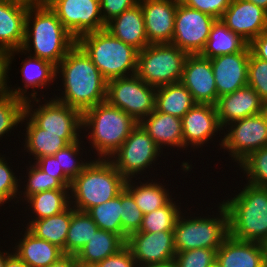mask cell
<instances>
[{"label":"cell","instance_id":"cell-5","mask_svg":"<svg viewBox=\"0 0 267 267\" xmlns=\"http://www.w3.org/2000/svg\"><path fill=\"white\" fill-rule=\"evenodd\" d=\"M125 182L109 159L95 158L71 181L70 205L77 211L87 212L119 195Z\"/></svg>","mask_w":267,"mask_h":267},{"label":"cell","instance_id":"cell-25","mask_svg":"<svg viewBox=\"0 0 267 267\" xmlns=\"http://www.w3.org/2000/svg\"><path fill=\"white\" fill-rule=\"evenodd\" d=\"M138 124L154 140L160 150H163L164 146L171 149L178 147L177 150L184 148L181 118L155 109Z\"/></svg>","mask_w":267,"mask_h":267},{"label":"cell","instance_id":"cell-36","mask_svg":"<svg viewBox=\"0 0 267 267\" xmlns=\"http://www.w3.org/2000/svg\"><path fill=\"white\" fill-rule=\"evenodd\" d=\"M121 192L113 199L96 205L87 211V214L97 224L99 229L119 235L125 242L127 235L121 224Z\"/></svg>","mask_w":267,"mask_h":267},{"label":"cell","instance_id":"cell-50","mask_svg":"<svg viewBox=\"0 0 267 267\" xmlns=\"http://www.w3.org/2000/svg\"><path fill=\"white\" fill-rule=\"evenodd\" d=\"M251 52L259 59L267 61V31L262 32L258 37L249 43Z\"/></svg>","mask_w":267,"mask_h":267},{"label":"cell","instance_id":"cell-17","mask_svg":"<svg viewBox=\"0 0 267 267\" xmlns=\"http://www.w3.org/2000/svg\"><path fill=\"white\" fill-rule=\"evenodd\" d=\"M249 44L241 51L220 55L211 60L218 97L248 85Z\"/></svg>","mask_w":267,"mask_h":267},{"label":"cell","instance_id":"cell-19","mask_svg":"<svg viewBox=\"0 0 267 267\" xmlns=\"http://www.w3.org/2000/svg\"><path fill=\"white\" fill-rule=\"evenodd\" d=\"M181 120L184 148H201L216 132L218 135V131L224 130L219 124L216 106L211 104L196 103Z\"/></svg>","mask_w":267,"mask_h":267},{"label":"cell","instance_id":"cell-44","mask_svg":"<svg viewBox=\"0 0 267 267\" xmlns=\"http://www.w3.org/2000/svg\"><path fill=\"white\" fill-rule=\"evenodd\" d=\"M5 156L0 155V207L4 203L16 200V204L19 203L17 195L19 194V188L21 189V179H18L12 169H10ZM19 180V181H18ZM16 197V198H15Z\"/></svg>","mask_w":267,"mask_h":267},{"label":"cell","instance_id":"cell-18","mask_svg":"<svg viewBox=\"0 0 267 267\" xmlns=\"http://www.w3.org/2000/svg\"><path fill=\"white\" fill-rule=\"evenodd\" d=\"M196 103L216 105L218 94L211 60L200 54L188 55L180 81Z\"/></svg>","mask_w":267,"mask_h":267},{"label":"cell","instance_id":"cell-16","mask_svg":"<svg viewBox=\"0 0 267 267\" xmlns=\"http://www.w3.org/2000/svg\"><path fill=\"white\" fill-rule=\"evenodd\" d=\"M220 20L248 44L267 31V12L247 0H231Z\"/></svg>","mask_w":267,"mask_h":267},{"label":"cell","instance_id":"cell-4","mask_svg":"<svg viewBox=\"0 0 267 267\" xmlns=\"http://www.w3.org/2000/svg\"><path fill=\"white\" fill-rule=\"evenodd\" d=\"M137 125L130 115L107 101L82 113V129L91 130L86 137L98 159H110Z\"/></svg>","mask_w":267,"mask_h":267},{"label":"cell","instance_id":"cell-39","mask_svg":"<svg viewBox=\"0 0 267 267\" xmlns=\"http://www.w3.org/2000/svg\"><path fill=\"white\" fill-rule=\"evenodd\" d=\"M238 166L249 184L267 188V146L251 153Z\"/></svg>","mask_w":267,"mask_h":267},{"label":"cell","instance_id":"cell-40","mask_svg":"<svg viewBox=\"0 0 267 267\" xmlns=\"http://www.w3.org/2000/svg\"><path fill=\"white\" fill-rule=\"evenodd\" d=\"M29 167V168H28ZM27 167V183L24 185V191L19 190L18 199L24 197V200L36 193L49 191L53 189H70L64 187L56 178L49 176L47 173L39 169L34 163ZM21 193V194H20ZM22 194L24 196H22ZM21 195V196H20Z\"/></svg>","mask_w":267,"mask_h":267},{"label":"cell","instance_id":"cell-57","mask_svg":"<svg viewBox=\"0 0 267 267\" xmlns=\"http://www.w3.org/2000/svg\"><path fill=\"white\" fill-rule=\"evenodd\" d=\"M148 267H178V265L176 264V262L173 260L171 262L168 263H164V264H157V265H151Z\"/></svg>","mask_w":267,"mask_h":267},{"label":"cell","instance_id":"cell-14","mask_svg":"<svg viewBox=\"0 0 267 267\" xmlns=\"http://www.w3.org/2000/svg\"><path fill=\"white\" fill-rule=\"evenodd\" d=\"M62 25L77 40L80 36L105 29L100 0H47Z\"/></svg>","mask_w":267,"mask_h":267},{"label":"cell","instance_id":"cell-56","mask_svg":"<svg viewBox=\"0 0 267 267\" xmlns=\"http://www.w3.org/2000/svg\"><path fill=\"white\" fill-rule=\"evenodd\" d=\"M12 254V252L10 253L9 251L8 252H1L0 250V267H4L5 265V262H6V259Z\"/></svg>","mask_w":267,"mask_h":267},{"label":"cell","instance_id":"cell-8","mask_svg":"<svg viewBox=\"0 0 267 267\" xmlns=\"http://www.w3.org/2000/svg\"><path fill=\"white\" fill-rule=\"evenodd\" d=\"M187 56L171 43L149 44L138 51L136 75L155 88L180 82Z\"/></svg>","mask_w":267,"mask_h":267},{"label":"cell","instance_id":"cell-22","mask_svg":"<svg viewBox=\"0 0 267 267\" xmlns=\"http://www.w3.org/2000/svg\"><path fill=\"white\" fill-rule=\"evenodd\" d=\"M21 64L20 72L22 74L24 86L22 88L18 86L16 89L8 87V93L25 102L33 99L37 102L35 104H38L40 102V99L36 97L38 96V90L40 88L44 89L46 85L49 86L51 82L58 79L56 76V65L45 59H40L29 54L27 58L25 57V59H23ZM30 87L33 92L31 91V93L27 95V90ZM36 88H38L37 91L35 90Z\"/></svg>","mask_w":267,"mask_h":267},{"label":"cell","instance_id":"cell-41","mask_svg":"<svg viewBox=\"0 0 267 267\" xmlns=\"http://www.w3.org/2000/svg\"><path fill=\"white\" fill-rule=\"evenodd\" d=\"M80 141L81 140L69 144L54 154V157L58 160L59 166L71 180L77 177L91 161L90 159L85 162V160L82 161L80 159V157L82 158L80 150L83 151L81 148L82 145H80L83 141Z\"/></svg>","mask_w":267,"mask_h":267},{"label":"cell","instance_id":"cell-1","mask_svg":"<svg viewBox=\"0 0 267 267\" xmlns=\"http://www.w3.org/2000/svg\"><path fill=\"white\" fill-rule=\"evenodd\" d=\"M56 76L62 77L64 87L63 96L54 98L60 103L83 113L106 101L107 80L77 43L56 66Z\"/></svg>","mask_w":267,"mask_h":267},{"label":"cell","instance_id":"cell-26","mask_svg":"<svg viewBox=\"0 0 267 267\" xmlns=\"http://www.w3.org/2000/svg\"><path fill=\"white\" fill-rule=\"evenodd\" d=\"M105 29L138 51L149 45L145 32L144 16L139 2L107 22Z\"/></svg>","mask_w":267,"mask_h":267},{"label":"cell","instance_id":"cell-51","mask_svg":"<svg viewBox=\"0 0 267 267\" xmlns=\"http://www.w3.org/2000/svg\"><path fill=\"white\" fill-rule=\"evenodd\" d=\"M8 57L9 52L0 49V96L8 93Z\"/></svg>","mask_w":267,"mask_h":267},{"label":"cell","instance_id":"cell-27","mask_svg":"<svg viewBox=\"0 0 267 267\" xmlns=\"http://www.w3.org/2000/svg\"><path fill=\"white\" fill-rule=\"evenodd\" d=\"M25 229L23 238L15 244L13 251L28 267H48L65 255L58 246Z\"/></svg>","mask_w":267,"mask_h":267},{"label":"cell","instance_id":"cell-24","mask_svg":"<svg viewBox=\"0 0 267 267\" xmlns=\"http://www.w3.org/2000/svg\"><path fill=\"white\" fill-rule=\"evenodd\" d=\"M217 267H266L262 244L228 235L217 249Z\"/></svg>","mask_w":267,"mask_h":267},{"label":"cell","instance_id":"cell-20","mask_svg":"<svg viewBox=\"0 0 267 267\" xmlns=\"http://www.w3.org/2000/svg\"><path fill=\"white\" fill-rule=\"evenodd\" d=\"M149 44L171 43L178 3L172 0H138Z\"/></svg>","mask_w":267,"mask_h":267},{"label":"cell","instance_id":"cell-28","mask_svg":"<svg viewBox=\"0 0 267 267\" xmlns=\"http://www.w3.org/2000/svg\"><path fill=\"white\" fill-rule=\"evenodd\" d=\"M125 245L126 242L119 235L98 229L75 257L81 267H93Z\"/></svg>","mask_w":267,"mask_h":267},{"label":"cell","instance_id":"cell-55","mask_svg":"<svg viewBox=\"0 0 267 267\" xmlns=\"http://www.w3.org/2000/svg\"><path fill=\"white\" fill-rule=\"evenodd\" d=\"M249 2H252L253 4L257 5L258 7H261L267 12V0H247Z\"/></svg>","mask_w":267,"mask_h":267},{"label":"cell","instance_id":"cell-10","mask_svg":"<svg viewBox=\"0 0 267 267\" xmlns=\"http://www.w3.org/2000/svg\"><path fill=\"white\" fill-rule=\"evenodd\" d=\"M25 102V114L45 133L62 134V138L72 144L79 141L82 131V113L68 105L60 103L54 97L38 108L33 109L34 101ZM81 129V130H80Z\"/></svg>","mask_w":267,"mask_h":267},{"label":"cell","instance_id":"cell-12","mask_svg":"<svg viewBox=\"0 0 267 267\" xmlns=\"http://www.w3.org/2000/svg\"><path fill=\"white\" fill-rule=\"evenodd\" d=\"M161 152L163 153L138 124L109 160L120 174L129 180L143 174L147 168H152L150 166L161 157Z\"/></svg>","mask_w":267,"mask_h":267},{"label":"cell","instance_id":"cell-29","mask_svg":"<svg viewBox=\"0 0 267 267\" xmlns=\"http://www.w3.org/2000/svg\"><path fill=\"white\" fill-rule=\"evenodd\" d=\"M72 216V206L54 216L29 220L26 227L37 238L58 246L65 254V242Z\"/></svg>","mask_w":267,"mask_h":267},{"label":"cell","instance_id":"cell-33","mask_svg":"<svg viewBox=\"0 0 267 267\" xmlns=\"http://www.w3.org/2000/svg\"><path fill=\"white\" fill-rule=\"evenodd\" d=\"M133 179L126 180L125 188L132 194L135 203L143 215L155 211L158 208L165 206L172 196L169 190L162 183L153 182H132Z\"/></svg>","mask_w":267,"mask_h":267},{"label":"cell","instance_id":"cell-58","mask_svg":"<svg viewBox=\"0 0 267 267\" xmlns=\"http://www.w3.org/2000/svg\"><path fill=\"white\" fill-rule=\"evenodd\" d=\"M264 249L265 266L267 267V240L262 244Z\"/></svg>","mask_w":267,"mask_h":267},{"label":"cell","instance_id":"cell-23","mask_svg":"<svg viewBox=\"0 0 267 267\" xmlns=\"http://www.w3.org/2000/svg\"><path fill=\"white\" fill-rule=\"evenodd\" d=\"M28 5L0 0V49L10 52L21 49L25 37Z\"/></svg>","mask_w":267,"mask_h":267},{"label":"cell","instance_id":"cell-9","mask_svg":"<svg viewBox=\"0 0 267 267\" xmlns=\"http://www.w3.org/2000/svg\"><path fill=\"white\" fill-rule=\"evenodd\" d=\"M156 89L136 74L113 78L107 81L106 101L139 123L155 110Z\"/></svg>","mask_w":267,"mask_h":267},{"label":"cell","instance_id":"cell-15","mask_svg":"<svg viewBox=\"0 0 267 267\" xmlns=\"http://www.w3.org/2000/svg\"><path fill=\"white\" fill-rule=\"evenodd\" d=\"M138 267L164 264L175 259L173 231L135 232L126 240Z\"/></svg>","mask_w":267,"mask_h":267},{"label":"cell","instance_id":"cell-49","mask_svg":"<svg viewBox=\"0 0 267 267\" xmlns=\"http://www.w3.org/2000/svg\"><path fill=\"white\" fill-rule=\"evenodd\" d=\"M93 267H138L129 248L125 245L117 253L98 262Z\"/></svg>","mask_w":267,"mask_h":267},{"label":"cell","instance_id":"cell-42","mask_svg":"<svg viewBox=\"0 0 267 267\" xmlns=\"http://www.w3.org/2000/svg\"><path fill=\"white\" fill-rule=\"evenodd\" d=\"M121 224L123 232L129 236L138 232L143 219V213L135 203L132 194L124 188L121 191Z\"/></svg>","mask_w":267,"mask_h":267},{"label":"cell","instance_id":"cell-53","mask_svg":"<svg viewBox=\"0 0 267 267\" xmlns=\"http://www.w3.org/2000/svg\"><path fill=\"white\" fill-rule=\"evenodd\" d=\"M4 267H28L14 252L6 259Z\"/></svg>","mask_w":267,"mask_h":267},{"label":"cell","instance_id":"cell-59","mask_svg":"<svg viewBox=\"0 0 267 267\" xmlns=\"http://www.w3.org/2000/svg\"><path fill=\"white\" fill-rule=\"evenodd\" d=\"M173 2H176V3H184L186 0H172Z\"/></svg>","mask_w":267,"mask_h":267},{"label":"cell","instance_id":"cell-54","mask_svg":"<svg viewBox=\"0 0 267 267\" xmlns=\"http://www.w3.org/2000/svg\"><path fill=\"white\" fill-rule=\"evenodd\" d=\"M26 4L28 6H43L46 5L47 0H11Z\"/></svg>","mask_w":267,"mask_h":267},{"label":"cell","instance_id":"cell-30","mask_svg":"<svg viewBox=\"0 0 267 267\" xmlns=\"http://www.w3.org/2000/svg\"><path fill=\"white\" fill-rule=\"evenodd\" d=\"M23 122L26 123L24 150L27 149L28 154L33 155V160L43 156L54 155L69 145L62 138V134L45 133V130L39 128L25 113L22 118V124Z\"/></svg>","mask_w":267,"mask_h":267},{"label":"cell","instance_id":"cell-31","mask_svg":"<svg viewBox=\"0 0 267 267\" xmlns=\"http://www.w3.org/2000/svg\"><path fill=\"white\" fill-rule=\"evenodd\" d=\"M196 104L188 89L176 82L156 89L155 109L182 119V117Z\"/></svg>","mask_w":267,"mask_h":267},{"label":"cell","instance_id":"cell-32","mask_svg":"<svg viewBox=\"0 0 267 267\" xmlns=\"http://www.w3.org/2000/svg\"><path fill=\"white\" fill-rule=\"evenodd\" d=\"M247 45L246 41L227 28L221 20H216L200 55L212 59L220 55L241 52Z\"/></svg>","mask_w":267,"mask_h":267},{"label":"cell","instance_id":"cell-2","mask_svg":"<svg viewBox=\"0 0 267 267\" xmlns=\"http://www.w3.org/2000/svg\"><path fill=\"white\" fill-rule=\"evenodd\" d=\"M75 44L76 39L49 7L29 6L24 42L21 49L9 52L8 70H11L15 54L22 52L25 53L24 55L30 53L31 56L45 59L57 66Z\"/></svg>","mask_w":267,"mask_h":267},{"label":"cell","instance_id":"cell-37","mask_svg":"<svg viewBox=\"0 0 267 267\" xmlns=\"http://www.w3.org/2000/svg\"><path fill=\"white\" fill-rule=\"evenodd\" d=\"M172 198L165 206L143 215L142 224L138 232L157 233L173 231L180 213L179 205Z\"/></svg>","mask_w":267,"mask_h":267},{"label":"cell","instance_id":"cell-48","mask_svg":"<svg viewBox=\"0 0 267 267\" xmlns=\"http://www.w3.org/2000/svg\"><path fill=\"white\" fill-rule=\"evenodd\" d=\"M138 0H100L101 15L105 23L133 7Z\"/></svg>","mask_w":267,"mask_h":267},{"label":"cell","instance_id":"cell-45","mask_svg":"<svg viewBox=\"0 0 267 267\" xmlns=\"http://www.w3.org/2000/svg\"><path fill=\"white\" fill-rule=\"evenodd\" d=\"M248 85L267 105V61L257 58L252 52L248 64Z\"/></svg>","mask_w":267,"mask_h":267},{"label":"cell","instance_id":"cell-52","mask_svg":"<svg viewBox=\"0 0 267 267\" xmlns=\"http://www.w3.org/2000/svg\"><path fill=\"white\" fill-rule=\"evenodd\" d=\"M48 267H81L75 255L65 254L58 261L52 263Z\"/></svg>","mask_w":267,"mask_h":267},{"label":"cell","instance_id":"cell-35","mask_svg":"<svg viewBox=\"0 0 267 267\" xmlns=\"http://www.w3.org/2000/svg\"><path fill=\"white\" fill-rule=\"evenodd\" d=\"M98 229L97 224L87 212L77 211L72 207L71 222L65 242V254L76 255Z\"/></svg>","mask_w":267,"mask_h":267},{"label":"cell","instance_id":"cell-11","mask_svg":"<svg viewBox=\"0 0 267 267\" xmlns=\"http://www.w3.org/2000/svg\"><path fill=\"white\" fill-rule=\"evenodd\" d=\"M225 129L228 133L224 132L219 145L228 150L234 162L240 164L251 153L267 146V110L233 121Z\"/></svg>","mask_w":267,"mask_h":267},{"label":"cell","instance_id":"cell-6","mask_svg":"<svg viewBox=\"0 0 267 267\" xmlns=\"http://www.w3.org/2000/svg\"><path fill=\"white\" fill-rule=\"evenodd\" d=\"M76 43L108 81L136 74L138 50L101 29L80 36Z\"/></svg>","mask_w":267,"mask_h":267},{"label":"cell","instance_id":"cell-46","mask_svg":"<svg viewBox=\"0 0 267 267\" xmlns=\"http://www.w3.org/2000/svg\"><path fill=\"white\" fill-rule=\"evenodd\" d=\"M230 3L231 0H186L183 4L220 20Z\"/></svg>","mask_w":267,"mask_h":267},{"label":"cell","instance_id":"cell-38","mask_svg":"<svg viewBox=\"0 0 267 267\" xmlns=\"http://www.w3.org/2000/svg\"><path fill=\"white\" fill-rule=\"evenodd\" d=\"M24 113L25 101L9 93L0 96V138L22 124Z\"/></svg>","mask_w":267,"mask_h":267},{"label":"cell","instance_id":"cell-34","mask_svg":"<svg viewBox=\"0 0 267 267\" xmlns=\"http://www.w3.org/2000/svg\"><path fill=\"white\" fill-rule=\"evenodd\" d=\"M70 189H53L33 194L25 199L28 209L40 220L63 212L70 206Z\"/></svg>","mask_w":267,"mask_h":267},{"label":"cell","instance_id":"cell-7","mask_svg":"<svg viewBox=\"0 0 267 267\" xmlns=\"http://www.w3.org/2000/svg\"><path fill=\"white\" fill-rule=\"evenodd\" d=\"M219 204L216 217H185V212L180 213L173 230L176 252L197 248L218 249L222 245L229 235L228 213L225 206Z\"/></svg>","mask_w":267,"mask_h":267},{"label":"cell","instance_id":"cell-47","mask_svg":"<svg viewBox=\"0 0 267 267\" xmlns=\"http://www.w3.org/2000/svg\"><path fill=\"white\" fill-rule=\"evenodd\" d=\"M34 162L43 172L56 178L64 187L70 188L72 180L63 172L54 155L43 156Z\"/></svg>","mask_w":267,"mask_h":267},{"label":"cell","instance_id":"cell-21","mask_svg":"<svg viewBox=\"0 0 267 267\" xmlns=\"http://www.w3.org/2000/svg\"><path fill=\"white\" fill-rule=\"evenodd\" d=\"M215 106L219 124L223 129L233 121L254 116L267 110L265 102L249 85L219 97Z\"/></svg>","mask_w":267,"mask_h":267},{"label":"cell","instance_id":"cell-13","mask_svg":"<svg viewBox=\"0 0 267 267\" xmlns=\"http://www.w3.org/2000/svg\"><path fill=\"white\" fill-rule=\"evenodd\" d=\"M216 19L206 13L179 3L176 9L171 44L188 55L200 54Z\"/></svg>","mask_w":267,"mask_h":267},{"label":"cell","instance_id":"cell-43","mask_svg":"<svg viewBox=\"0 0 267 267\" xmlns=\"http://www.w3.org/2000/svg\"><path fill=\"white\" fill-rule=\"evenodd\" d=\"M216 255L217 249L197 248L176 252L174 261L178 267H213Z\"/></svg>","mask_w":267,"mask_h":267},{"label":"cell","instance_id":"cell-3","mask_svg":"<svg viewBox=\"0 0 267 267\" xmlns=\"http://www.w3.org/2000/svg\"><path fill=\"white\" fill-rule=\"evenodd\" d=\"M221 203L228 213L231 237L260 244L267 240V188L247 183Z\"/></svg>","mask_w":267,"mask_h":267}]
</instances>
